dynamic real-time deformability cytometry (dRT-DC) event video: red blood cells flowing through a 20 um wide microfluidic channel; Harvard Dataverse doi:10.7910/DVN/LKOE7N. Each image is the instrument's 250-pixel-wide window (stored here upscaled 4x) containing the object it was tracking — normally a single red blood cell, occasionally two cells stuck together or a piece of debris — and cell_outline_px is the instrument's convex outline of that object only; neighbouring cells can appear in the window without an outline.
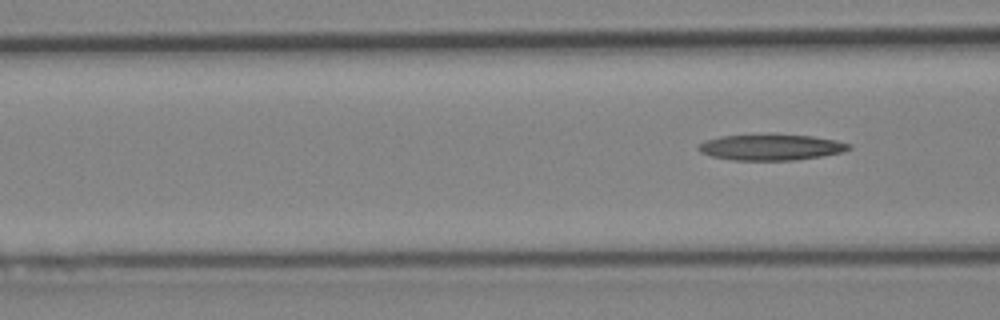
{"species": "Egyptian fruit bat (a non-hibernating species)", "species_latin": "Rousettus aegyptiacus", "temperature_condition": "cold", "stored_images_in_passage": 6, "segment_of_instrument_passage": [2, 2], "camera_frame_rate_fps": 3000, "um_per_image_px": 0.085, "animal": {"sex": "female"}, "frame": {"image": 1, "passage_image": 6, "time_ms": 6.667, "image_size_px": [1000, 320], "cell_outline_px": [[852, 148], [840, 152], [820, 156], [796, 160], [732, 160], [712, 156], [700, 152], [696, 148], [700, 144], [708, 140], [720, 136], [812, 136], [836, 140], [852, 144]], "centroid_in_image_um": [65.55, 12.54], "position_along_channel_um": 101.1, "area_um2": 22.02}}